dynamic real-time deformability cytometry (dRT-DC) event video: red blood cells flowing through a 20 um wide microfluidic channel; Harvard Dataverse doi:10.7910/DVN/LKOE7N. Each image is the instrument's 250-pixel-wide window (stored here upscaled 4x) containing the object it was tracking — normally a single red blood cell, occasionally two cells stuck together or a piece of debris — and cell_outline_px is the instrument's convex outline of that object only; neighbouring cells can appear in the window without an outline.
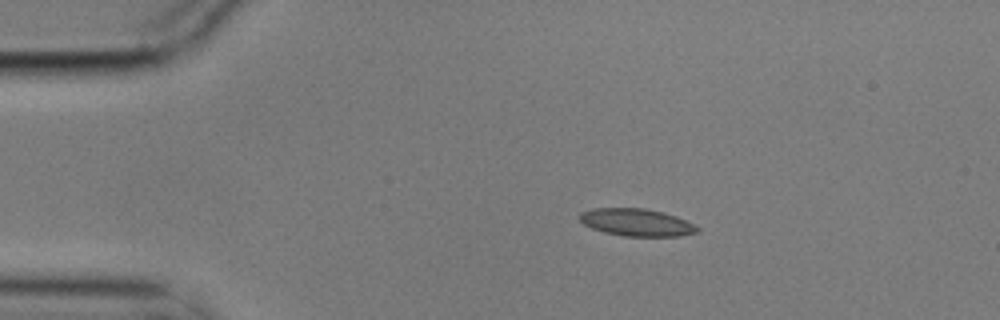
{"species": "common noctule bat (a hibernating species)", "species_latin": "Nyctalus noctula", "temperature_condition": "cold", "stored_images_in_passage": 13, "camera_frame_rate_fps": 3000, "um_per_image_px": 0.085, "animal": {"sex": "male", "body_mass_g": 17.9}, "frame": {"image": 1, "passage_image": 1, "time_ms": 0.0, "image_size_px": [1000, 320], "cell_outline_px": [[700, 232], [680, 236], [624, 236], [604, 232], [592, 228], [584, 224], [576, 216], [580, 212], [592, 208], [644, 208], [664, 212], [676, 216], [700, 228]], "centroid_in_image_um": [54.08, 18.9], "position_along_channel_um": 30.9, "area_um2": 18.9}}
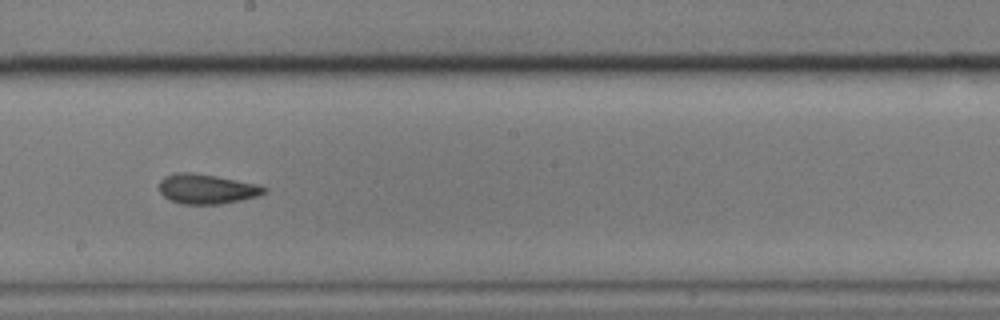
{"frame": {"image": 2, "passage_image": 7, "time_ms": 2.0, "image_size_px": [1000, 320], "cell_outline_px": [[268, 192], [256, 196], [240, 200], [220, 204], [180, 204], [168, 200], [160, 192], [160, 180], [164, 176], [172, 172], [192, 172], [216, 176], [260, 184], [268, 188]], "centroid_in_image_um": [17.57, 16.05], "position_along_channel_um": 230.6, "area_um2": 18.5}}
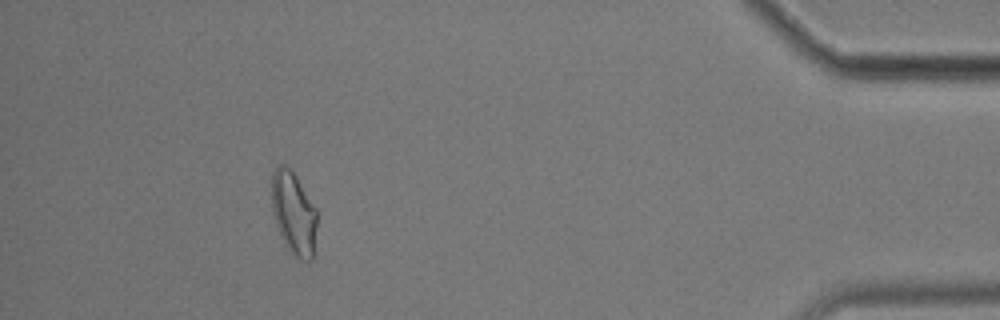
{"frame": {"image": 3, "passage_image": 12, "time_ms": 3.667, "image_size_px": [1000, 320], "cell_outline_px": [[316, 228], [312, 260], [300, 260], [292, 256], [284, 244], [276, 228], [272, 212], [272, 172], [280, 164], [284, 164], [296, 176], [316, 208]], "centroid_in_image_um": [24.94, 18.16], "position_along_channel_um": 410.3, "area_um2": 22.02}}